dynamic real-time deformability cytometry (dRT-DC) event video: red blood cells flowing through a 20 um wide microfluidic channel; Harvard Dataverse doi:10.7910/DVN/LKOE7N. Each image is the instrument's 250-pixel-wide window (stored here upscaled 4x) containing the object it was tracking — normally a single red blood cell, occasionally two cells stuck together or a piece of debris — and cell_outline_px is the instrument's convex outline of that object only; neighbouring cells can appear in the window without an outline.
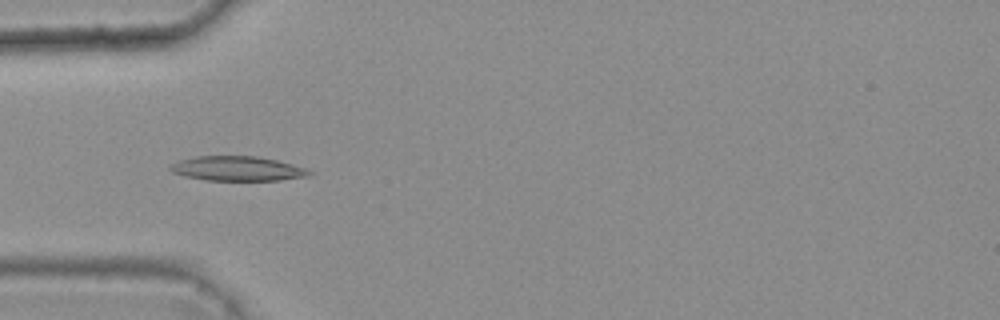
{"species": "common noctule bat (a hibernating species)", "species_latin": "Nyctalus noctula", "temperature_condition": "warm", "stored_images_in_passage": 7, "camera_frame_rate_fps": 3000, "um_per_image_px": 0.085, "animal": {"sex": "female", "body_mass_g": 25.1}, "frame": {"image": 1, "passage_image": 5, "time_ms": 1.333, "image_size_px": [1000, 320], "cell_outline_px": [[312, 172], [308, 176], [280, 180], [208, 180], [184, 176], [172, 172], [168, 168], [172, 164], [180, 160], [196, 156], [256, 156], [276, 160], [292, 164], [304, 168]], "centroid_in_image_um": [20.16, 14.33], "position_along_channel_um": 64.8, "area_um2": 19.71}}
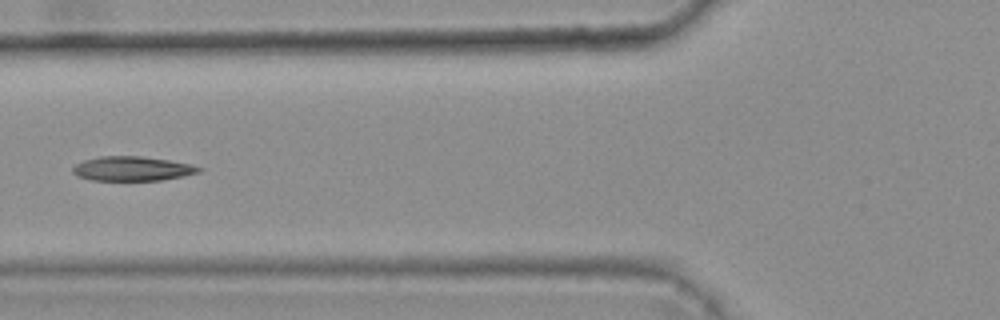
{"frame": {"image": 2, "passage_image": 6, "time_ms": 1.667, "image_size_px": [1000, 320], "cell_outline_px": [[204, 168], [200, 172], [184, 176], [160, 180], [92, 180], [76, 176], [72, 172], [72, 168], [76, 164], [84, 160], [100, 156], [140, 156], [168, 160], [192, 164]], "centroid_in_image_um": [11.25, 14.33], "position_along_channel_um": 114.5, "area_um2": 17.98}}
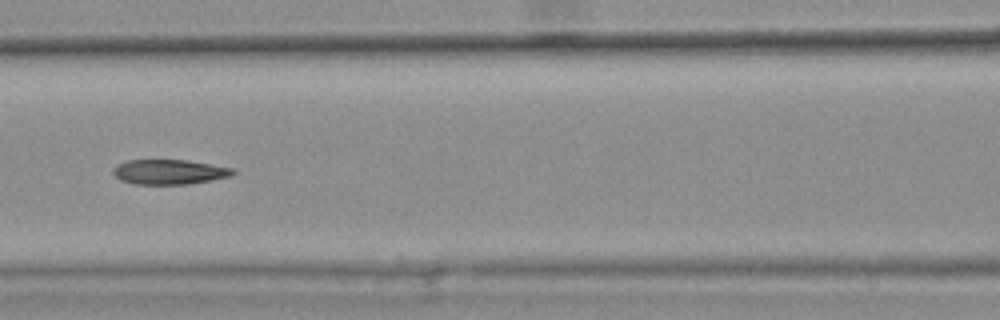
{"frame": {"image": 3, "passage_image": 7, "time_ms": 2.0, "image_size_px": [1000, 320], "cell_outline_px": [[236, 172], [228, 176], [212, 180], [188, 184], [132, 184], [120, 180], [112, 172], [112, 168], [128, 160], [188, 160], [236, 168]], "centroid_in_image_um": [14.41, 14.61], "position_along_channel_um": 152.2, "area_um2": 17.4}}